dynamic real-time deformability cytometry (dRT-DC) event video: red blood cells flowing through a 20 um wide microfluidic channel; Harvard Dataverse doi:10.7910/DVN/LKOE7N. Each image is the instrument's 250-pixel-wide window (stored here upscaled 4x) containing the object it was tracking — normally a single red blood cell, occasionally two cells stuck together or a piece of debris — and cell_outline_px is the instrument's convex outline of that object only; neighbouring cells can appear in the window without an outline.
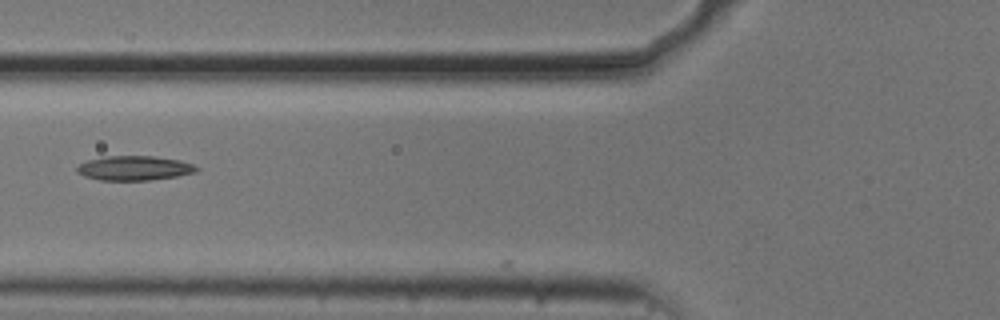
{"species": "common noctule bat (a hibernating species)", "species_latin": "Nyctalus noctula", "temperature_condition": "cold", "stored_images_in_passage": 8, "camera_frame_rate_fps": 3000, "um_per_image_px": 0.085, "animal": {"sex": "male", "body_mass_g": 20.5, "forearm_length_mm": 52.5}, "frame": {"image": 1, "passage_image": 3, "time_ms": 0.667, "image_size_px": [1000, 320], "cell_outline_px": [[200, 168], [196, 172], [176, 176], [148, 180], [100, 180], [84, 176], [76, 172], [76, 168], [80, 164], [88, 160], [104, 156], [152, 156], [180, 160], [192, 164]], "centroid_in_image_um": [11.4, 14.28], "position_along_channel_um": 114.4, "area_um2": 16.99}}
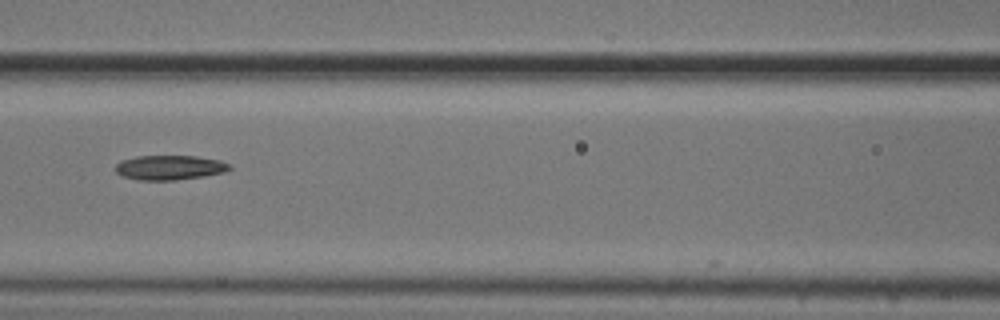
{"frame": {"image": 2, "passage_image": 6, "time_ms": 1.667, "image_size_px": [1000, 320], "cell_outline_px": [[232, 168], [224, 172], [204, 176], [176, 180], [140, 180], [124, 176], [116, 172], [116, 164], [120, 160], [136, 156], [196, 156], [220, 160], [228, 164]], "centroid_in_image_um": [14.41, 14.23], "position_along_channel_um": 152.2, "area_um2": 16.3}}